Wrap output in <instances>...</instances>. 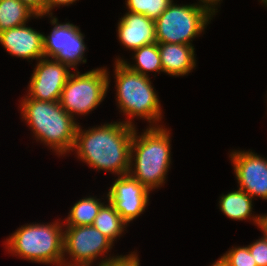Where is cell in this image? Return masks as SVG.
Returning <instances> with one entry per match:
<instances>
[{"label": "cell", "instance_id": "obj_1", "mask_svg": "<svg viewBox=\"0 0 267 266\" xmlns=\"http://www.w3.org/2000/svg\"><path fill=\"white\" fill-rule=\"evenodd\" d=\"M135 129L123 122L106 123L84 131L78 125L72 151L76 149L77 157L90 167L126 175Z\"/></svg>", "mask_w": 267, "mask_h": 266}, {"label": "cell", "instance_id": "obj_2", "mask_svg": "<svg viewBox=\"0 0 267 266\" xmlns=\"http://www.w3.org/2000/svg\"><path fill=\"white\" fill-rule=\"evenodd\" d=\"M20 108L21 117L27 121L37 140L59 156L72 151L79 123L62 108L59 101H39L26 96Z\"/></svg>", "mask_w": 267, "mask_h": 266}, {"label": "cell", "instance_id": "obj_3", "mask_svg": "<svg viewBox=\"0 0 267 266\" xmlns=\"http://www.w3.org/2000/svg\"><path fill=\"white\" fill-rule=\"evenodd\" d=\"M170 142V132L160 125L147 128L139 136L134 131L128 174L150 191L165 183L171 163Z\"/></svg>", "mask_w": 267, "mask_h": 266}, {"label": "cell", "instance_id": "obj_4", "mask_svg": "<svg viewBox=\"0 0 267 266\" xmlns=\"http://www.w3.org/2000/svg\"><path fill=\"white\" fill-rule=\"evenodd\" d=\"M114 64L116 101L123 115L129 118L122 122L135 127L131 119L137 116L148 120L150 127H155L153 123L158 127L156 122L162 119V110L150 78L130 70L122 61Z\"/></svg>", "mask_w": 267, "mask_h": 266}, {"label": "cell", "instance_id": "obj_5", "mask_svg": "<svg viewBox=\"0 0 267 266\" xmlns=\"http://www.w3.org/2000/svg\"><path fill=\"white\" fill-rule=\"evenodd\" d=\"M64 229L60 222L21 226L6 240L8 252L35 263L63 266Z\"/></svg>", "mask_w": 267, "mask_h": 266}, {"label": "cell", "instance_id": "obj_6", "mask_svg": "<svg viewBox=\"0 0 267 266\" xmlns=\"http://www.w3.org/2000/svg\"><path fill=\"white\" fill-rule=\"evenodd\" d=\"M213 15L215 13L201 3L179 6L172 2L155 20L156 41L192 45V39L204 31Z\"/></svg>", "mask_w": 267, "mask_h": 266}, {"label": "cell", "instance_id": "obj_7", "mask_svg": "<svg viewBox=\"0 0 267 266\" xmlns=\"http://www.w3.org/2000/svg\"><path fill=\"white\" fill-rule=\"evenodd\" d=\"M105 67L86 73H72L68 77L59 100L62 108L74 118L75 114L85 115L97 108L108 91L110 79Z\"/></svg>", "mask_w": 267, "mask_h": 266}, {"label": "cell", "instance_id": "obj_8", "mask_svg": "<svg viewBox=\"0 0 267 266\" xmlns=\"http://www.w3.org/2000/svg\"><path fill=\"white\" fill-rule=\"evenodd\" d=\"M66 227L63 253L64 256L69 254L73 262L65 261L63 266H91L113 246V242L93 225Z\"/></svg>", "mask_w": 267, "mask_h": 266}, {"label": "cell", "instance_id": "obj_9", "mask_svg": "<svg viewBox=\"0 0 267 266\" xmlns=\"http://www.w3.org/2000/svg\"><path fill=\"white\" fill-rule=\"evenodd\" d=\"M52 25H55L49 36L43 35L44 57L50 58L74 68L79 63H86L84 53L86 46L84 35L76 25L60 23L56 17L50 16Z\"/></svg>", "mask_w": 267, "mask_h": 266}, {"label": "cell", "instance_id": "obj_10", "mask_svg": "<svg viewBox=\"0 0 267 266\" xmlns=\"http://www.w3.org/2000/svg\"><path fill=\"white\" fill-rule=\"evenodd\" d=\"M69 67L61 62L43 57L38 60L28 87V97L39 101H59L70 76Z\"/></svg>", "mask_w": 267, "mask_h": 266}, {"label": "cell", "instance_id": "obj_11", "mask_svg": "<svg viewBox=\"0 0 267 266\" xmlns=\"http://www.w3.org/2000/svg\"><path fill=\"white\" fill-rule=\"evenodd\" d=\"M149 193L144 185L129 174L119 176L111 185L107 198L128 224L142 214L149 201Z\"/></svg>", "mask_w": 267, "mask_h": 266}, {"label": "cell", "instance_id": "obj_12", "mask_svg": "<svg viewBox=\"0 0 267 266\" xmlns=\"http://www.w3.org/2000/svg\"><path fill=\"white\" fill-rule=\"evenodd\" d=\"M231 161L239 189L267 200V159L251 151H233Z\"/></svg>", "mask_w": 267, "mask_h": 266}, {"label": "cell", "instance_id": "obj_13", "mask_svg": "<svg viewBox=\"0 0 267 266\" xmlns=\"http://www.w3.org/2000/svg\"><path fill=\"white\" fill-rule=\"evenodd\" d=\"M43 35L24 24L2 31L0 44L12 56L28 60L36 58L38 61L44 57Z\"/></svg>", "mask_w": 267, "mask_h": 266}, {"label": "cell", "instance_id": "obj_14", "mask_svg": "<svg viewBox=\"0 0 267 266\" xmlns=\"http://www.w3.org/2000/svg\"><path fill=\"white\" fill-rule=\"evenodd\" d=\"M117 29L120 43L132 51L157 42L155 20L143 14L128 11L120 18Z\"/></svg>", "mask_w": 267, "mask_h": 266}, {"label": "cell", "instance_id": "obj_15", "mask_svg": "<svg viewBox=\"0 0 267 266\" xmlns=\"http://www.w3.org/2000/svg\"><path fill=\"white\" fill-rule=\"evenodd\" d=\"M164 73L184 76L196 66L194 46L177 43H158Z\"/></svg>", "mask_w": 267, "mask_h": 266}, {"label": "cell", "instance_id": "obj_16", "mask_svg": "<svg viewBox=\"0 0 267 266\" xmlns=\"http://www.w3.org/2000/svg\"><path fill=\"white\" fill-rule=\"evenodd\" d=\"M252 201L248 193L238 189L220 196L219 209L231 219L245 220L252 216Z\"/></svg>", "mask_w": 267, "mask_h": 266}, {"label": "cell", "instance_id": "obj_17", "mask_svg": "<svg viewBox=\"0 0 267 266\" xmlns=\"http://www.w3.org/2000/svg\"><path fill=\"white\" fill-rule=\"evenodd\" d=\"M32 16L40 17L20 0H0V33L26 24Z\"/></svg>", "mask_w": 267, "mask_h": 266}, {"label": "cell", "instance_id": "obj_18", "mask_svg": "<svg viewBox=\"0 0 267 266\" xmlns=\"http://www.w3.org/2000/svg\"><path fill=\"white\" fill-rule=\"evenodd\" d=\"M134 51V58L136 64L130 65L123 59H116L122 61L130 70L137 72L143 76L148 77V72H163L161 58L159 54L158 43H152L142 46Z\"/></svg>", "mask_w": 267, "mask_h": 266}, {"label": "cell", "instance_id": "obj_19", "mask_svg": "<svg viewBox=\"0 0 267 266\" xmlns=\"http://www.w3.org/2000/svg\"><path fill=\"white\" fill-rule=\"evenodd\" d=\"M92 225L104 236L114 242V240H117V237H120L124 232L127 223L122 219L120 214L108 200V204H104L101 207Z\"/></svg>", "mask_w": 267, "mask_h": 266}, {"label": "cell", "instance_id": "obj_20", "mask_svg": "<svg viewBox=\"0 0 267 266\" xmlns=\"http://www.w3.org/2000/svg\"><path fill=\"white\" fill-rule=\"evenodd\" d=\"M96 197L89 196L77 201L66 218V226L92 225L104 202Z\"/></svg>", "mask_w": 267, "mask_h": 266}, {"label": "cell", "instance_id": "obj_21", "mask_svg": "<svg viewBox=\"0 0 267 266\" xmlns=\"http://www.w3.org/2000/svg\"><path fill=\"white\" fill-rule=\"evenodd\" d=\"M173 2V0H126L129 12L143 14L156 20Z\"/></svg>", "mask_w": 267, "mask_h": 266}, {"label": "cell", "instance_id": "obj_22", "mask_svg": "<svg viewBox=\"0 0 267 266\" xmlns=\"http://www.w3.org/2000/svg\"><path fill=\"white\" fill-rule=\"evenodd\" d=\"M223 257L227 260L228 266H257L248 246L233 247Z\"/></svg>", "mask_w": 267, "mask_h": 266}, {"label": "cell", "instance_id": "obj_23", "mask_svg": "<svg viewBox=\"0 0 267 266\" xmlns=\"http://www.w3.org/2000/svg\"><path fill=\"white\" fill-rule=\"evenodd\" d=\"M257 266H267V240L262 237L248 245Z\"/></svg>", "mask_w": 267, "mask_h": 266}, {"label": "cell", "instance_id": "obj_24", "mask_svg": "<svg viewBox=\"0 0 267 266\" xmlns=\"http://www.w3.org/2000/svg\"><path fill=\"white\" fill-rule=\"evenodd\" d=\"M101 262V263H100ZM98 266H139L138 255L133 252L128 255H120L116 257H108L102 259Z\"/></svg>", "mask_w": 267, "mask_h": 266}, {"label": "cell", "instance_id": "obj_25", "mask_svg": "<svg viewBox=\"0 0 267 266\" xmlns=\"http://www.w3.org/2000/svg\"><path fill=\"white\" fill-rule=\"evenodd\" d=\"M24 5L31 9L37 16L46 15V0H20Z\"/></svg>", "mask_w": 267, "mask_h": 266}, {"label": "cell", "instance_id": "obj_26", "mask_svg": "<svg viewBox=\"0 0 267 266\" xmlns=\"http://www.w3.org/2000/svg\"><path fill=\"white\" fill-rule=\"evenodd\" d=\"M77 0H46V14H49V16H52V9L56 6H63V5H70Z\"/></svg>", "mask_w": 267, "mask_h": 266}, {"label": "cell", "instance_id": "obj_27", "mask_svg": "<svg viewBox=\"0 0 267 266\" xmlns=\"http://www.w3.org/2000/svg\"><path fill=\"white\" fill-rule=\"evenodd\" d=\"M250 219L254 221L255 224H257L264 234V238L267 240V215H260V216H252Z\"/></svg>", "mask_w": 267, "mask_h": 266}, {"label": "cell", "instance_id": "obj_28", "mask_svg": "<svg viewBox=\"0 0 267 266\" xmlns=\"http://www.w3.org/2000/svg\"><path fill=\"white\" fill-rule=\"evenodd\" d=\"M200 1L201 4L209 7L214 13L217 12L216 10L218 9L216 8V6L218 5V3H220V0H200Z\"/></svg>", "mask_w": 267, "mask_h": 266}, {"label": "cell", "instance_id": "obj_29", "mask_svg": "<svg viewBox=\"0 0 267 266\" xmlns=\"http://www.w3.org/2000/svg\"><path fill=\"white\" fill-rule=\"evenodd\" d=\"M211 266H228V262L223 256H221V258H219Z\"/></svg>", "mask_w": 267, "mask_h": 266}, {"label": "cell", "instance_id": "obj_30", "mask_svg": "<svg viewBox=\"0 0 267 266\" xmlns=\"http://www.w3.org/2000/svg\"><path fill=\"white\" fill-rule=\"evenodd\" d=\"M261 2L267 6V0H261Z\"/></svg>", "mask_w": 267, "mask_h": 266}]
</instances>
